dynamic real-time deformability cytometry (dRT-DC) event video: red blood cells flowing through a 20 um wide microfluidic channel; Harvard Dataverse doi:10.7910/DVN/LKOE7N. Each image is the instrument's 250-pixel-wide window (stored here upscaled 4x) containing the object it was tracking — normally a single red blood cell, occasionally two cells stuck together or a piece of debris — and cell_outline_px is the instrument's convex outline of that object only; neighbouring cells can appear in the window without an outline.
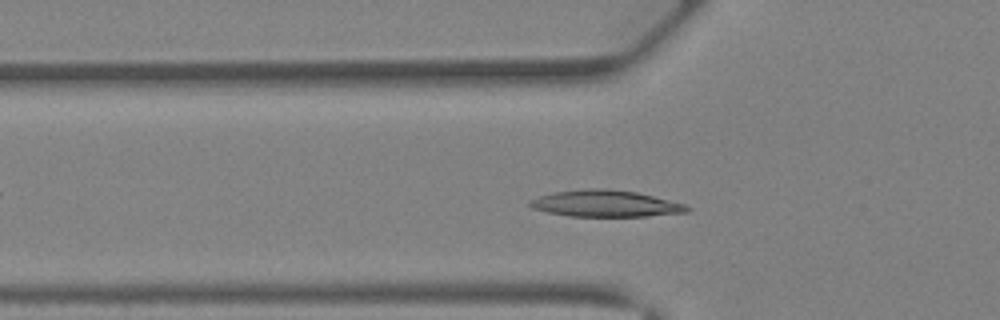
{"species": "Egyptian fruit bat (a non-hibernating species)", "species_latin": "Rousettus aegyptiacus", "temperature_condition": "warm", "stored_images_in_passage": 31, "camera_frame_rate_fps": 3000, "um_per_image_px": 0.085, "animal": {"sex": "female"}, "frame": {"image": 1, "passage_image": 9, "time_ms": 2.667, "image_size_px": [1000, 320], "cell_outline_px": [[688, 212], [644, 216], [568, 216], [548, 212], [532, 208], [528, 204], [528, 200], [540, 196], [556, 192], [592, 188], [608, 188], [636, 192], [684, 204], [688, 208]], "centroid_in_image_um": [51.42, 17.3], "position_along_channel_um": 74.4, "area_um2": 23.99}}
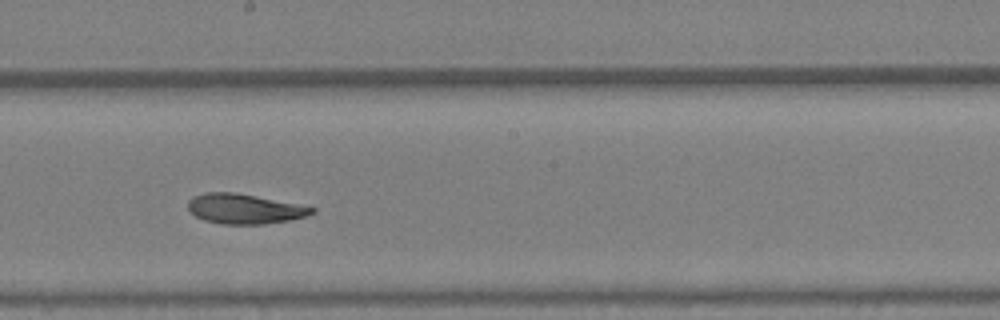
{"frame": {"image": 2, "passage_image": 18, "time_ms": 5.667, "image_size_px": [1000, 320], "cell_outline_px": [[316, 212], [308, 216], [292, 220], [264, 224], [224, 224], [204, 220], [196, 216], [188, 208], [188, 200], [192, 196], [208, 192], [236, 192], [316, 208]], "centroid_in_image_um": [20.8, 17.75], "position_along_channel_um": 227.4, "area_um2": 21.56}}
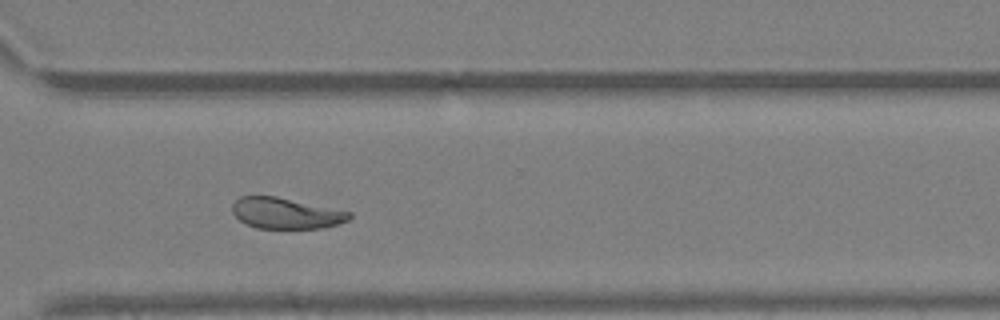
{"frame": {"image": 3, "passage_image": 25, "time_ms": 8.0, "image_size_px": [1000, 320], "cell_outline_px": [[352, 216], [348, 220], [336, 224], [320, 228], [256, 228], [244, 224], [232, 212], [232, 204], [240, 196], [276, 196], [352, 212]], "centroid_in_image_um": [24.27, 18.12], "position_along_channel_um": 346.3, "area_um2": 21.04}}